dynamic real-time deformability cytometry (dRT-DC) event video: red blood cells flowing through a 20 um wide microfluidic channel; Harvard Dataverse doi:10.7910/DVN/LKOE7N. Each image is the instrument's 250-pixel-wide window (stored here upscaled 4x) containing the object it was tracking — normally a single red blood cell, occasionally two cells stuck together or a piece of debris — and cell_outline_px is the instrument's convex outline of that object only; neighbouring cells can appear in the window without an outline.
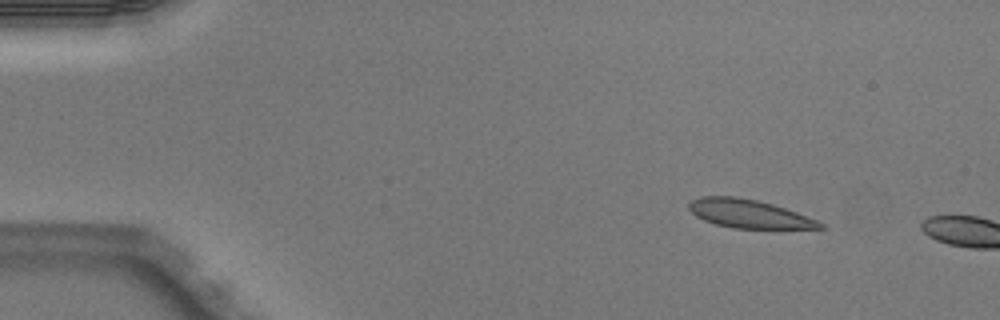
{"species": "Egyptian fruit bat (a non-hibernating species)", "species_latin": "Rousettus aegyptiacus", "temperature_condition": "warm", "stored_images_in_passage": 2, "camera_frame_rate_fps": 3000, "um_per_image_px": 0.085, "animal": {"sex": "male"}, "frame": {"image": 1, "passage_image": 1, "time_ms": 0.0, "image_size_px": [1000, 320], "cell_outline_px": [[824, 228], [732, 228], [716, 224], [704, 220], [696, 216], [688, 208], [688, 204], [692, 200], [700, 196], [736, 196], [756, 200], [772, 204], [796, 212], [816, 220], [824, 224]], "centroid_in_image_um": [63.61, 18.16], "position_along_channel_um": 21.4, "area_um2": 21.44}}